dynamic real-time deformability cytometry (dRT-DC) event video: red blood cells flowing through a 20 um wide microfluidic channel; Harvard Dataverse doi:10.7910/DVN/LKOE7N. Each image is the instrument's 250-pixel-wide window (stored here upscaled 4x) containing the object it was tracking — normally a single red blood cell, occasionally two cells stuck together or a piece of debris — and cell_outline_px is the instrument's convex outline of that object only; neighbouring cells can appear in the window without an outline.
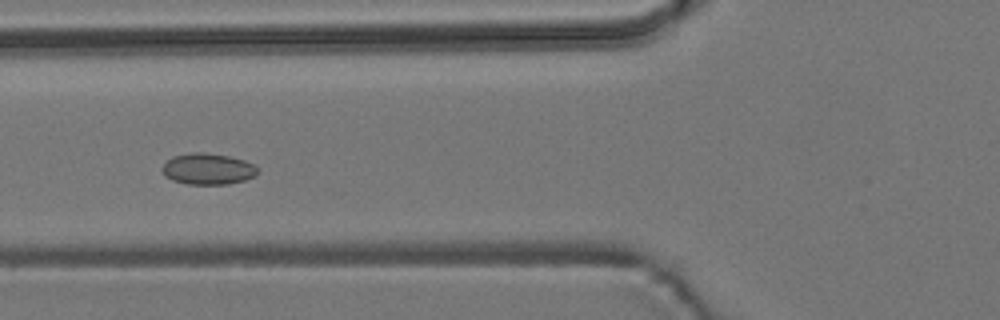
{"species": "common noctule bat (a hibernating species)", "species_latin": "Nyctalus noctula", "temperature_condition": "room temperature", "stored_images_in_passage": 5, "camera_frame_rate_fps": 3000, "um_per_image_px": 0.085, "animal": {"sex": "male", "body_mass_g": 19.2, "forearm_length_mm": 51.8}, "frame": {"image": 1, "passage_image": 5, "time_ms": 4.667, "image_size_px": [1000, 320], "cell_outline_px": [[260, 172], [256, 176], [244, 180], [228, 184], [188, 184], [172, 180], [164, 176], [160, 168], [172, 156], [192, 152], [204, 152], [228, 156], [244, 160], [256, 164]], "centroid_in_image_um": [17.69, 14.36], "position_along_channel_um": 108.1, "area_um2": 17.63}}